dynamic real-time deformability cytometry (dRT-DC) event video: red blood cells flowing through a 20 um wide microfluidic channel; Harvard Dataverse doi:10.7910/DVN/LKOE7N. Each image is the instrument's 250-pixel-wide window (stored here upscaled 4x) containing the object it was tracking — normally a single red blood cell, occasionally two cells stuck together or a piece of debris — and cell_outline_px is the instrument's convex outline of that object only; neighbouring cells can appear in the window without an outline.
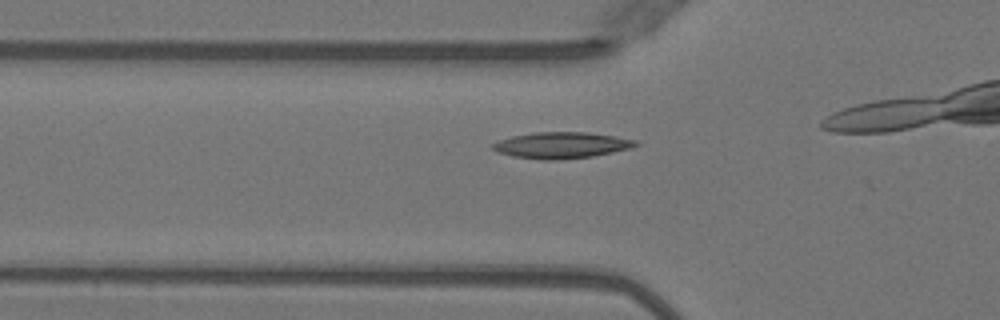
{"species": "Egyptian fruit bat (a non-hibernating species)", "species_latin": "Rousettus aegyptiacus", "temperature_condition": "warm", "stored_images_in_passage": 18, "camera_frame_rate_fps": 3000, "um_per_image_px": 0.085, "animal": {"sex": "female"}, "frame": {"image": 1, "passage_image": 13, "time_ms": 4.0, "image_size_px": [1000, 320], "cell_outline_px": [[640, 144], [632, 148], [592, 156], [560, 160], [544, 160], [512, 156], [496, 152], [492, 148], [492, 144], [500, 140], [512, 136], [532, 132], [588, 132], [636, 140]], "centroid_in_image_um": [47.71, 12.34], "position_along_channel_um": 78.1, "area_um2": 21.85}}
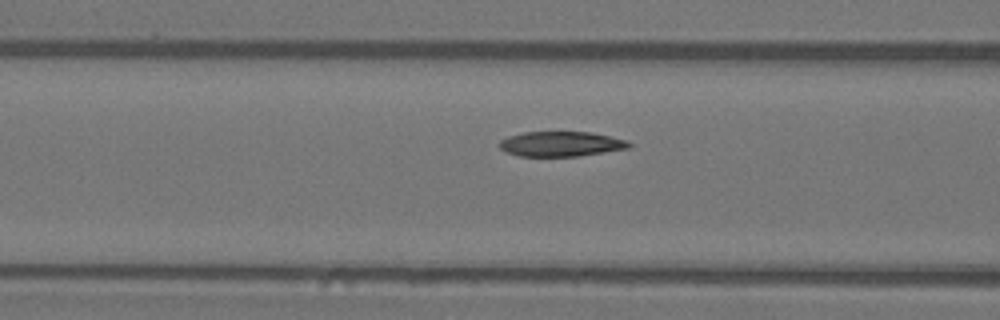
{"frame": {"image": 2, "passage_image": 16, "time_ms": 5.0, "image_size_px": [1000, 320], "cell_outline_px": [[632, 144], [628, 148], [604, 152], [576, 156], [520, 156], [508, 152], [500, 148], [500, 140], [508, 136], [524, 132], [588, 132], [628, 140]], "centroid_in_image_um": [47.68, 12.23], "position_along_channel_um": 118.9, "area_um2": 18.61}}